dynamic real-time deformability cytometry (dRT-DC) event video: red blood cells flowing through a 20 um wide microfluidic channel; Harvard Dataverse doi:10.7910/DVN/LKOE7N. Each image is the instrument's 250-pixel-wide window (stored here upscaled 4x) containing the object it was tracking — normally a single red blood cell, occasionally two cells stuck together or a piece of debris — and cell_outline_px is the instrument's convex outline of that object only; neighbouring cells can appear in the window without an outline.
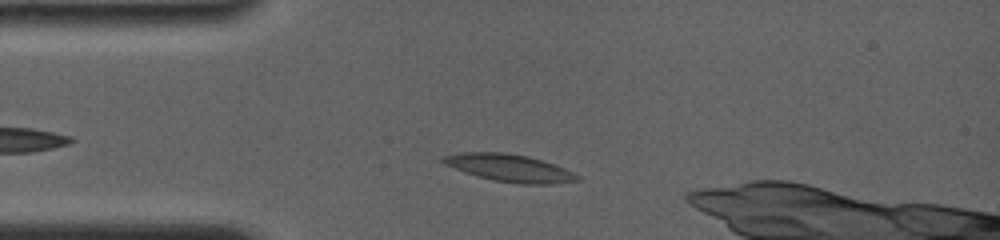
{"species": "common noctule bat (a hibernating species)", "species_latin": "Nyctalus noctula", "temperature_condition": "room temperature", "stored_images_in_passage": 11, "camera_frame_rate_fps": 4000, "um_per_image_px": 0.085, "animal": {"sex": "female", "body_mass_g": 19.0, "forearm_length_mm": 56.7}, "frame": {"image": 1, "passage_image": 3, "time_ms": 1.25, "image_size_px": [1000, 240], "cell_outline_px": [[580, 180], [552, 184], [520, 184], [492, 180], [476, 176], [464, 172], [444, 164], [436, 160], [440, 156], [460, 152], [504, 152], [528, 156], [564, 168], [580, 176]], "centroid_in_image_um": [43.22, 14.27], "position_along_channel_um": 41.8, "area_um2": 21.62}}
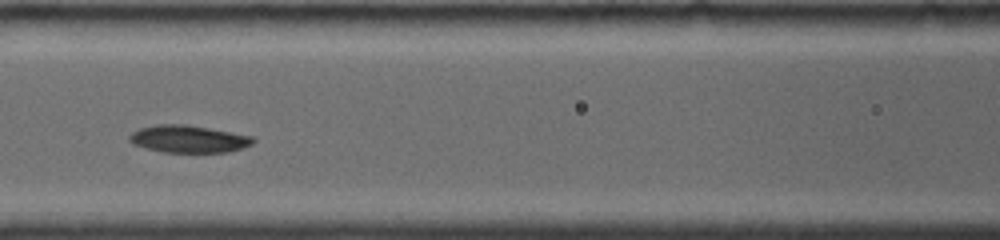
{"frame": {"image": 2, "passage_image": 8, "time_ms": 4.5, "image_size_px": [1000, 240], "cell_outline_px": [[256, 140], [252, 144], [228, 152], [164, 152], [132, 144], [128, 140], [128, 136], [132, 132], [140, 128], [156, 124], [184, 124], [208, 128], [252, 136]], "centroid_in_image_um": [15.99, 11.81], "position_along_channel_um": 150.6, "area_um2": 19.54}}
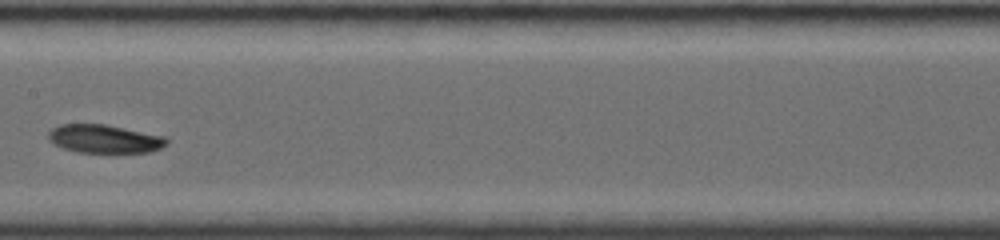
{"frame": {"image": 3, "passage_image": 10, "time_ms": 5.75, "image_size_px": [1000, 240], "cell_outline_px": [[168, 144], [152, 152], [76, 152], [52, 144], [48, 140], [48, 132], [52, 128], [60, 124], [104, 124], [164, 136], [168, 140]], "centroid_in_image_um": [8.85, 11.8], "position_along_channel_um": 198.6, "area_um2": 19.54}}